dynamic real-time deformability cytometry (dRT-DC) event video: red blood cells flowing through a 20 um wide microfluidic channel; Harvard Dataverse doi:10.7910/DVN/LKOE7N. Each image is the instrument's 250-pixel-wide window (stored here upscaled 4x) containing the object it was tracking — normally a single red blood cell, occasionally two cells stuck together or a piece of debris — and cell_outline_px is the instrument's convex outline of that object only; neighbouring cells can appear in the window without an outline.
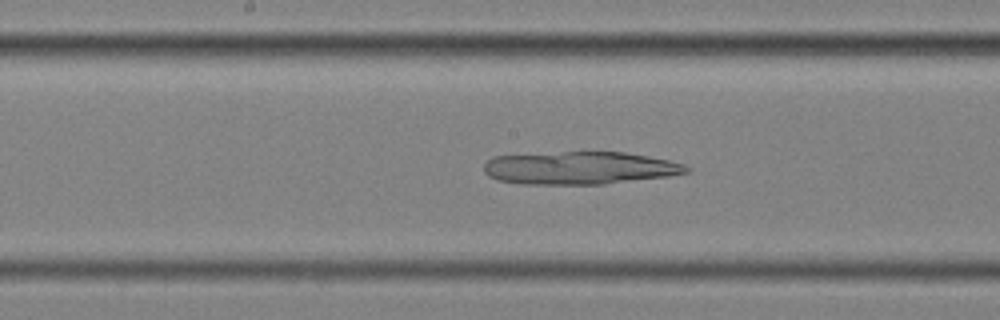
{"species": "common noctule bat (a hibernating species)", "species_latin": "Nyctalus noctula", "temperature_condition": "cold", "stored_images_in_passage": 56, "camera_frame_rate_fps": 3000, "um_per_image_px": 0.085, "animal": {"sex": "female", "body_mass_g": 25.1}, "frame": {"image": 1, "passage_image": 29, "time_ms": 9.333, "image_size_px": [1000, 320], "cell_outline_px": [[692, 172], [668, 176], [604, 184], [524, 184], [496, 180], [488, 176], [484, 172], [484, 164], [492, 156], [564, 152], [624, 152], [648, 156], [668, 160], [684, 164], [692, 168]], "centroid_in_image_um": [49.29, 14.28], "position_along_channel_um": 198.9, "area_um2": 38.78}}
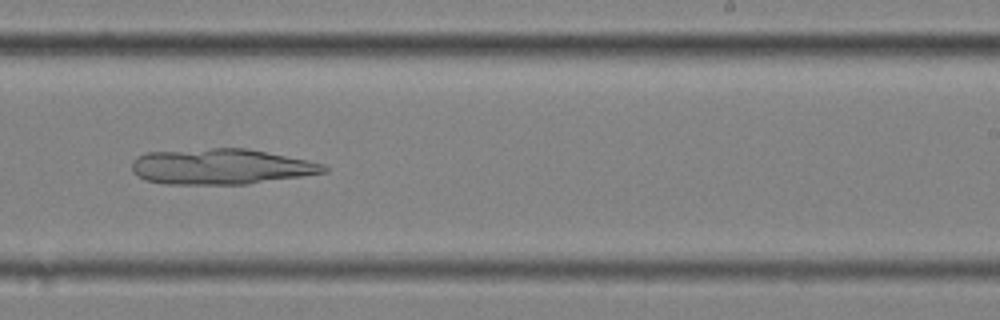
{"frame": {"image": 2, "passage_image": 35, "time_ms": 11.333, "image_size_px": [1000, 320], "cell_outline_px": [[328, 172], [248, 184], [164, 184], [144, 180], [136, 176], [132, 172], [132, 160], [136, 156], [148, 152], [212, 148], [244, 148], [308, 160], [324, 164], [328, 168]], "centroid_in_image_um": [18.74, 14.17], "position_along_channel_um": 270.3, "area_um2": 39.94}}
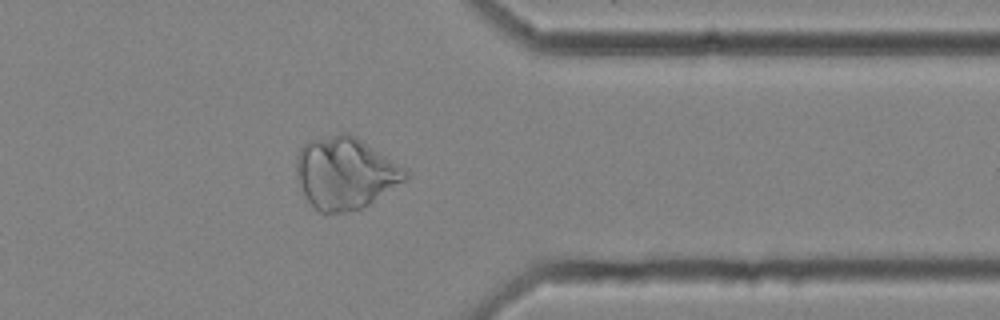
{"frame": {"image": 3, "passage_image": 45, "time_ms": 14.667, "image_size_px": [1000, 320], "cell_outline_px": [[408, 180], [368, 204], [360, 208], [344, 212], [320, 212], [308, 200], [300, 188], [296, 180], [296, 156], [300, 148], [308, 140], [340, 132], [348, 132], [356, 136], [408, 168]], "centroid_in_image_um": [29.36, 14.67], "position_along_channel_um": 382.0, "area_um2": 46.18}}